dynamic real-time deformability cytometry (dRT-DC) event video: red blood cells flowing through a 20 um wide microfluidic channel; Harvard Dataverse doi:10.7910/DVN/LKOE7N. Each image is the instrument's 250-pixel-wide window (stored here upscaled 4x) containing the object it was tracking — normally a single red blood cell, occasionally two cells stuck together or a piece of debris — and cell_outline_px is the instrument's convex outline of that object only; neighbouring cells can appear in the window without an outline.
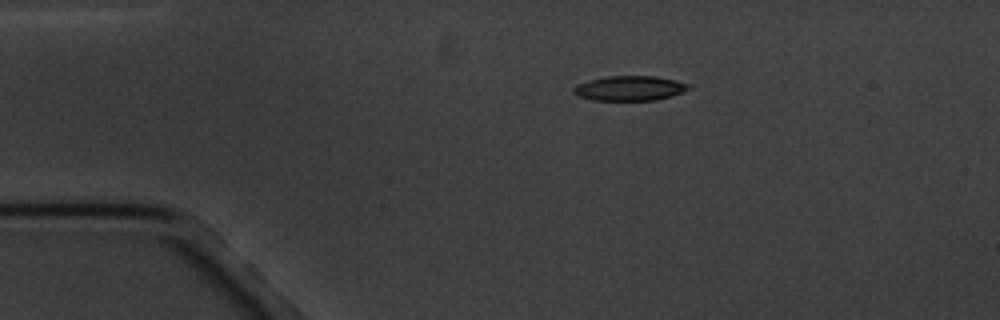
{"species": "common noctule bat (a hibernating species)", "species_latin": "Nyctalus noctula", "temperature_condition": "cold", "stored_images_in_passage": 6, "camera_frame_rate_fps": 3000, "um_per_image_px": 0.085, "animal": {"sex": "male", "body_mass_g": 20.1, "forearm_length_mm": 53.5}, "frame": {"image": 1, "passage_image": 1, "time_ms": 0.0, "image_size_px": [1000, 320], "cell_outline_px": [[692, 88], [672, 96], [656, 100], [592, 100], [580, 96], [572, 92], [572, 88], [576, 84], [588, 80], [608, 76], [656, 76], [676, 80], [688, 84]], "centroid_in_image_um": [53.52, 7.5], "position_along_channel_um": 31.5, "area_um2": 16.7}}
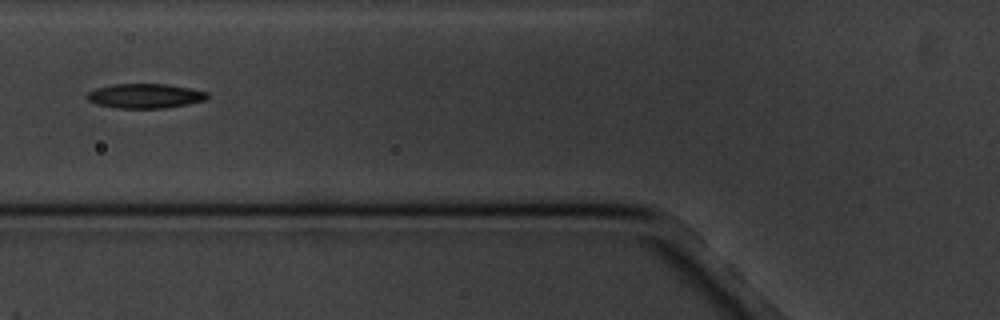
{"frame": {"image": 2, "passage_image": 4, "time_ms": 3.667, "image_size_px": [1000, 320], "cell_outline_px": [[208, 96], [204, 100], [188, 104], [164, 108], [116, 108], [96, 104], [88, 100], [84, 96], [88, 92], [96, 88], [112, 84], [168, 84], [208, 92]], "centroid_in_image_um": [12.28, 8.15], "position_along_channel_um": 113.5, "area_um2": 17.22}}
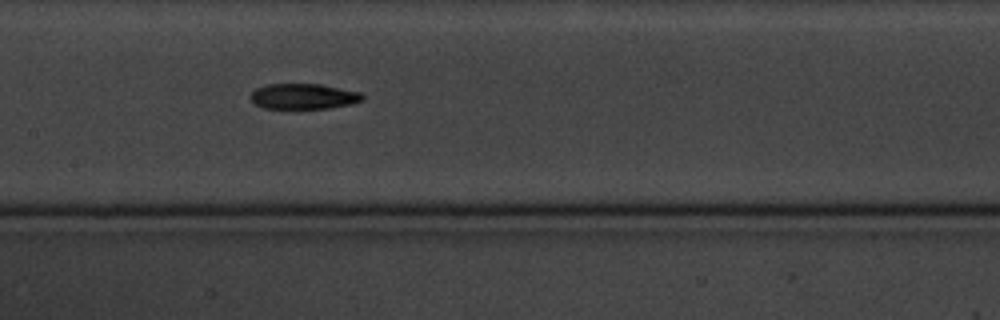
{"frame": {"image": 3, "passage_image": 6, "time_ms": 5.667, "image_size_px": [1000, 320], "cell_outline_px": [[364, 96], [360, 100], [352, 104], [328, 108], [264, 108], [252, 104], [252, 92], [256, 88], [264, 84], [320, 84], [360, 92]], "centroid_in_image_um": [25.76, 8.19], "position_along_channel_um": 181.6, "area_um2": 16.53}}